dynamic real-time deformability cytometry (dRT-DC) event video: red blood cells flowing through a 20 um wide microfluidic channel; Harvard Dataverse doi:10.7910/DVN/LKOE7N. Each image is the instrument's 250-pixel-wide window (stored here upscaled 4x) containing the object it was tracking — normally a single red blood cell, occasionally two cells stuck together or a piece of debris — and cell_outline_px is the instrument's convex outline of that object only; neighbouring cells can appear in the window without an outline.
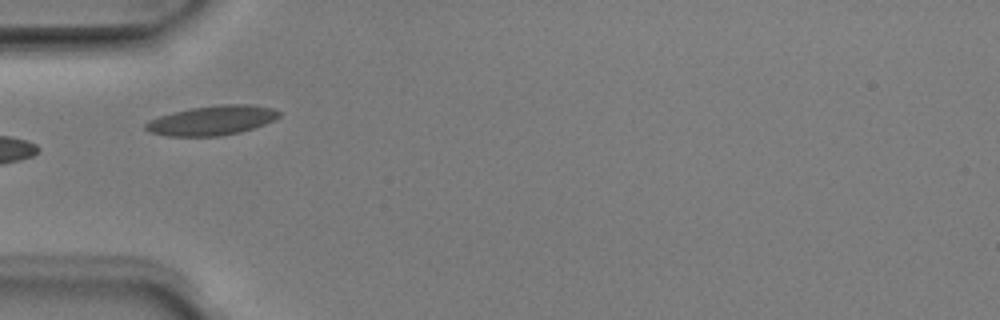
{"species": "Egyptian fruit bat (a non-hibernating species)", "species_latin": "Rousettus aegyptiacus", "temperature_condition": "room temperature", "stored_images_in_passage": 1, "camera_frame_rate_fps": 3000, "um_per_image_px": 0.085, "animal": {"sex": "male"}, "frame": {"image": 1, "passage_image": 1, "time_ms": 0.0, "image_size_px": [1000, 320], "cell_outline_px": [[280, 116], [264, 124], [240, 132], [220, 136], [168, 136], [148, 132], [144, 128], [144, 124], [148, 120], [172, 112], [192, 108], [220, 104], [248, 104], [272, 108], [280, 112]], "centroid_in_image_um": [17.97, 10.23], "position_along_channel_um": 67.0, "area_um2": 22.89}}